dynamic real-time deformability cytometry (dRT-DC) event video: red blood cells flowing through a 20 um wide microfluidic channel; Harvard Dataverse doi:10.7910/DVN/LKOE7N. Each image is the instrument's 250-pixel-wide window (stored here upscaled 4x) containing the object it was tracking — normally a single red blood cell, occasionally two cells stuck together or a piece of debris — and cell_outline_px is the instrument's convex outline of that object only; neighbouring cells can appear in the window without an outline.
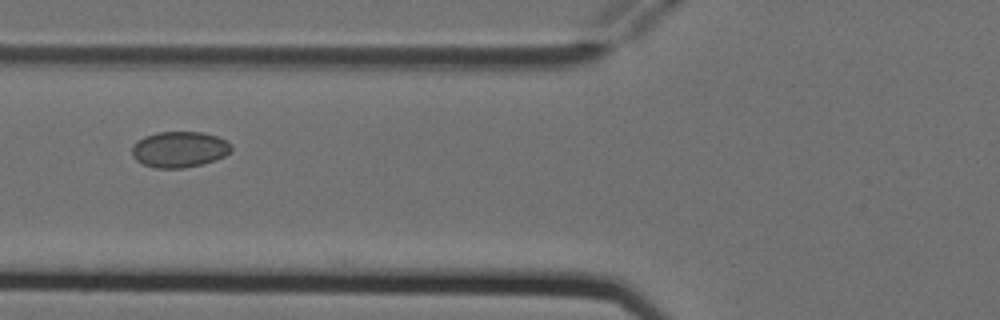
{"species": "Egyptian fruit bat (a non-hibernating species)", "species_latin": "Rousettus aegyptiacus", "temperature_condition": "cold", "stored_images_in_passage": 3, "camera_frame_rate_fps": 3000, "um_per_image_px": 0.085, "animal": {"sex": "female"}, "frame": {"image": 1, "passage_image": 3, "time_ms": 0.667, "image_size_px": [1000, 320], "cell_outline_px": [[232, 148], [224, 156], [216, 160], [184, 168], [156, 168], [144, 164], [136, 160], [132, 156], [132, 148], [144, 136], [156, 132], [204, 132], [216, 136], [232, 144]], "centroid_in_image_um": [15.25, 12.69], "position_along_channel_um": 110.5, "area_um2": 20.63}}